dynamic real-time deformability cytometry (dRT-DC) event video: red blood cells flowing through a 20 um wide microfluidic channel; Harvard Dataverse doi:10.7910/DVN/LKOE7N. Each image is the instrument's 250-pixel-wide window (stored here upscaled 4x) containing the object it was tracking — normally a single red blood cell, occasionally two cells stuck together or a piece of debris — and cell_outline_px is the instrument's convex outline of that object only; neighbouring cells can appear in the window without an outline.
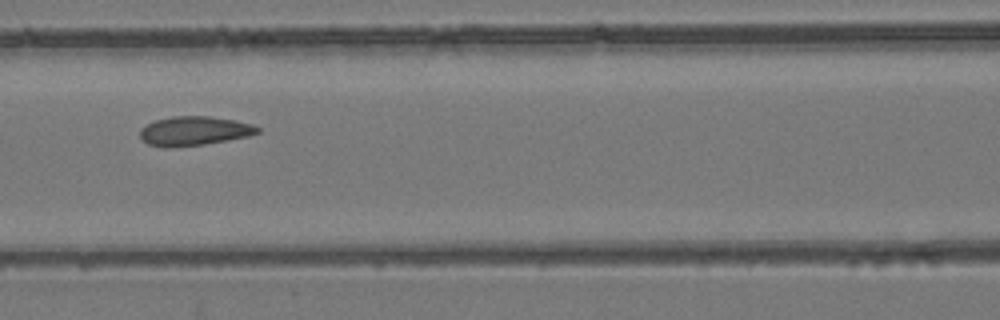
{"species": "common noctule bat (a hibernating species)", "species_latin": "Nyctalus noctula", "temperature_condition": "room temperature", "stored_images_in_passage": 7, "camera_frame_rate_fps": 3000, "um_per_image_px": 0.085, "animal": {"sex": "female", "body_mass_g": 24.6, "forearm_length_mm": 56.2}, "frame": {"image": 1, "passage_image": 4, "time_ms": 3.333, "image_size_px": [1000, 320], "cell_outline_px": [[260, 132], [248, 136], [228, 140], [204, 144], [164, 148], [148, 144], [140, 140], [140, 128], [156, 120], [172, 116], [208, 116], [236, 120], [252, 124], [260, 128]], "centroid_in_image_um": [16.49, 11.13], "position_along_channel_um": 150.1, "area_um2": 20.06}}
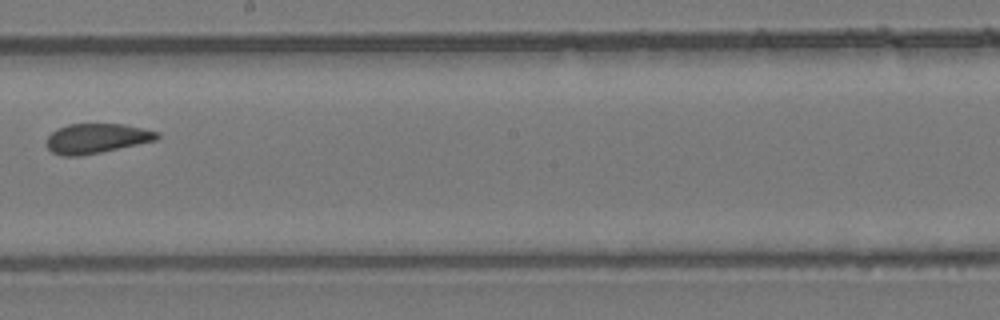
{"frame": {"image": 2, "passage_image": 6, "time_ms": 5.667, "image_size_px": [1000, 320], "cell_outline_px": [[160, 140], [80, 156], [60, 156], [52, 152], [48, 148], [48, 136], [52, 132], [68, 124], [124, 124], [160, 132]], "centroid_in_image_um": [8.27, 11.77], "position_along_channel_um": 239.9, "area_um2": 19.19}}
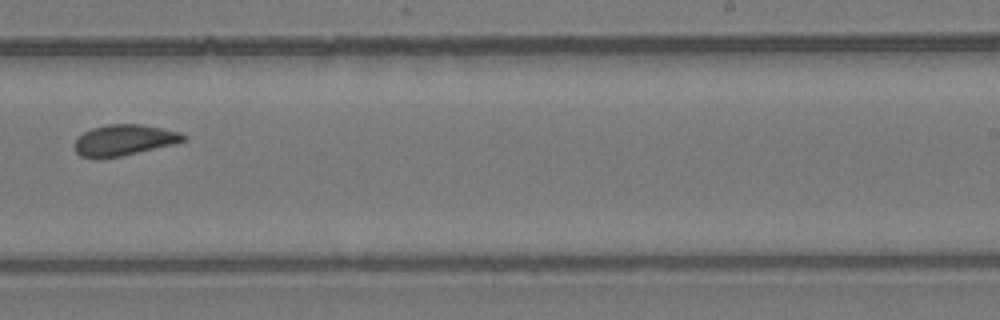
{"frame": {"image": 3, "passage_image": 7, "time_ms": 6.667, "image_size_px": [1000, 320], "cell_outline_px": [[188, 140], [176, 144], [120, 156], [100, 160], [96, 160], [80, 156], [76, 152], [76, 140], [84, 132], [92, 128], [108, 124], [140, 124], [180, 132]], "centroid_in_image_um": [10.54, 11.93], "position_along_channel_um": 278.5, "area_um2": 19.71}}